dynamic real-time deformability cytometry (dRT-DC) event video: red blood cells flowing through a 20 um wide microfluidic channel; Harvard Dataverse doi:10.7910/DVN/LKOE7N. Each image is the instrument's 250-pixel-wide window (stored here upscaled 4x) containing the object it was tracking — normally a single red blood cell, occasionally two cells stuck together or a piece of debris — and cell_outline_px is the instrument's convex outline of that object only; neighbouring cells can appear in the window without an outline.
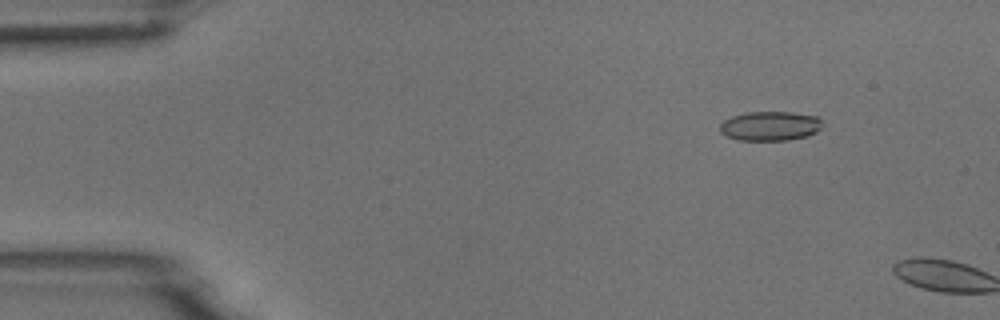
{"species": "common noctule bat (a hibernating species)", "species_latin": "Nyctalus noctula", "temperature_condition": "room temperature", "stored_images_in_passage": 9, "camera_frame_rate_fps": 3000, "um_per_image_px": 0.085, "animal": {"sex": "male", "body_mass_g": 18.8}, "frame": {"image": 1, "passage_image": 7, "time_ms": 2.0, "image_size_px": [1000, 320], "cell_outline_px": [[820, 128], [816, 132], [808, 136], [788, 140], [736, 140], [720, 132], [720, 124], [724, 120], [732, 116], [748, 112], [792, 112], [816, 116], [820, 120]], "centroid_in_image_um": [65.44, 10.71], "position_along_channel_um": 19.6, "area_um2": 17.46}}